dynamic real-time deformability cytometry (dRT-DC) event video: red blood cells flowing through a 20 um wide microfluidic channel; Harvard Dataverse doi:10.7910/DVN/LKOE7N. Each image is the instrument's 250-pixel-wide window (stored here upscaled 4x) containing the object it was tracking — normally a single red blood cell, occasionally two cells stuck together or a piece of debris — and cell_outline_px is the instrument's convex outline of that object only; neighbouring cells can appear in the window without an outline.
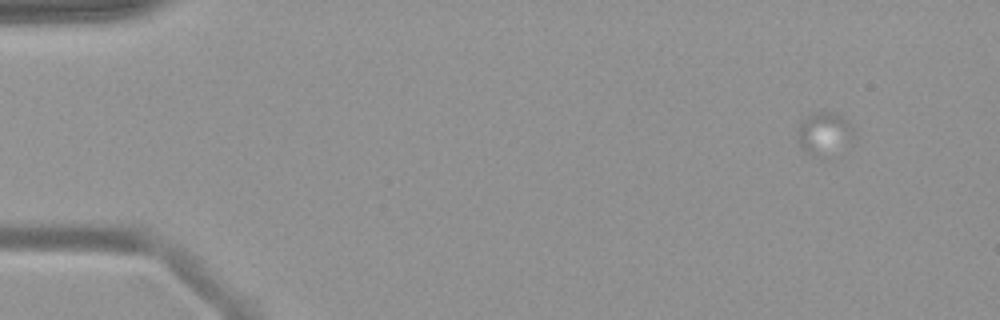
{"species": "common noctule bat (a hibernating species)", "species_latin": "Nyctalus noctula", "temperature_condition": "warm", "stored_images_in_passage": 33, "camera_frame_rate_fps": 3000, "um_per_image_px": 0.085, "animal": {"sex": "female", "body_mass_g": 19.9}, "frame": {"image": 1, "passage_image": 6, "time_ms": 1.667, "image_size_px": [1000, 320], "cell_outline_px": [[856, 128], [852, 144], [820, 160], [804, 152], [800, 148], [796, 140], [796, 128], [812, 112], [832, 112], [840, 116]], "centroid_in_image_um": [70.06, 11.42], "position_along_channel_um": 14.9, "area_um2": 14.85}}
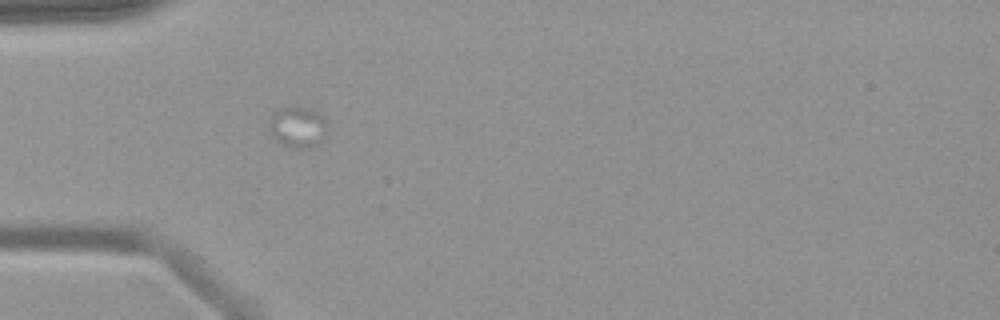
{"frame": {"image": 2, "passage_image": 19, "time_ms": 6.0, "image_size_px": [1000, 320], "cell_outline_px": [[328, 132], [320, 144], [300, 148], [292, 148], [276, 140], [268, 128], [268, 124], [272, 112], [276, 108], [296, 104], [320, 112], [324, 120]], "centroid_in_image_um": [25.29, 10.74], "position_along_channel_um": 59.7, "area_um2": 14.39}}